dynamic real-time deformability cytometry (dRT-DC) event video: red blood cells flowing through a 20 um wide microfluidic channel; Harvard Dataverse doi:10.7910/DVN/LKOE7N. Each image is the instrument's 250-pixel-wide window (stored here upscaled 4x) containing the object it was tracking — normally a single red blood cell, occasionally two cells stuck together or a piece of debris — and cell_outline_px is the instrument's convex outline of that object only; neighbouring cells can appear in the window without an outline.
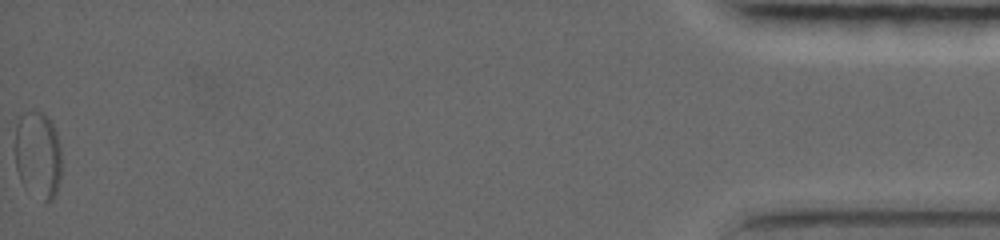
{"species": "common noctule bat (a hibernating species)", "species_latin": "Nyctalus noctula", "temperature_condition": "warm", "stored_images_in_passage": 122, "segment_of_instrument_passage": [3, 3], "camera_frame_rate_fps": 5000, "um_per_image_px": 0.085, "animal": {"sex": "female", "body_mass_g": 19.0, "forearm_length_mm": 56.7}, "frame": {"image": 1, "passage_image": 122, "time_ms": 18.0, "image_size_px": [1000, 240], "cell_outline_px": [[60, 180], [56, 192], [52, 200], [44, 204], [24, 188], [20, 180], [16, 168], [16, 124], [20, 116], [24, 112], [36, 108], [44, 112], [52, 124], [56, 132], [60, 144]], "centroid_in_image_um": [3.22, 13.17], "position_along_channel_um": 432.0, "area_um2": 24.22}}